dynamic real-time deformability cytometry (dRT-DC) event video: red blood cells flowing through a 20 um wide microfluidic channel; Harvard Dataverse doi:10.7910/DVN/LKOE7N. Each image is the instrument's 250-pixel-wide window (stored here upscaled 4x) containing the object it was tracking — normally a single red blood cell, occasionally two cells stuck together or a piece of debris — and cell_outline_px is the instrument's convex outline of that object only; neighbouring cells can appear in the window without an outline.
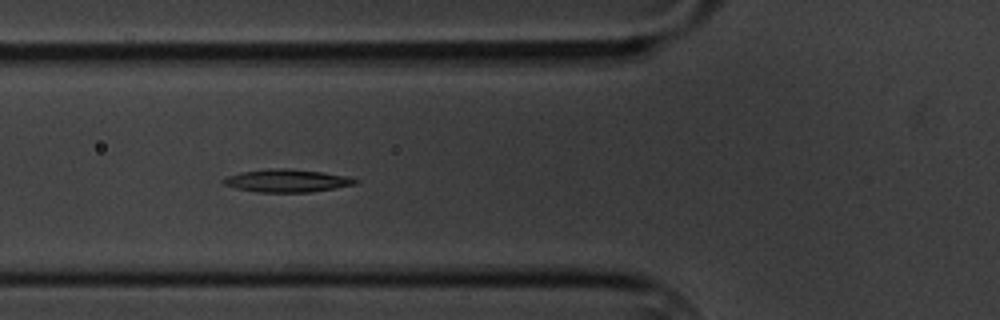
{"species": "common noctule bat (a hibernating species)", "species_latin": "Nyctalus noctula", "temperature_condition": "cold", "stored_images_in_passage": 7, "camera_frame_rate_fps": 3000, "um_per_image_px": 0.085, "animal": {"sex": "male", "body_mass_g": 20.1, "forearm_length_mm": 53.5}, "frame": {"image": 1, "passage_image": 5, "time_ms": 4.667, "image_size_px": [1000, 320], "cell_outline_px": [[360, 180], [356, 184], [336, 188], [312, 192], [256, 192], [236, 188], [224, 184], [220, 180], [228, 176], [240, 172], [268, 168], [288, 168], [324, 172], [348, 176]], "centroid_in_image_um": [24.41, 15.35], "position_along_channel_um": 101.4, "area_um2": 17.74}}
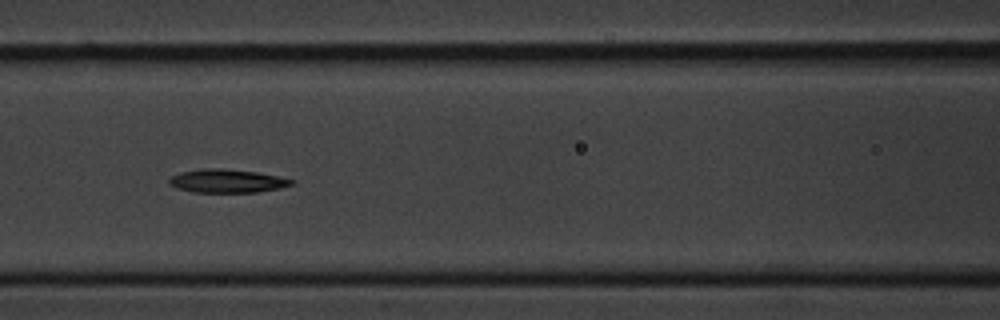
{"frame": {"image": 2, "passage_image": 6, "time_ms": 6.0, "image_size_px": [1000, 320], "cell_outline_px": [[296, 184], [280, 188], [256, 192], [192, 192], [176, 188], [168, 184], [168, 180], [172, 176], [180, 172], [204, 168], [220, 168], [256, 172], [280, 176], [296, 180]], "centroid_in_image_um": [19.33, 15.38], "position_along_channel_um": 147.3, "area_um2": 16.88}}
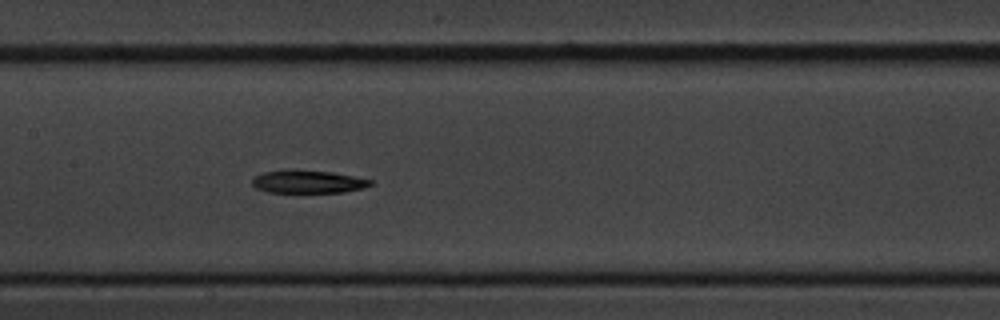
{"frame": {"image": 3, "passage_image": 7, "time_ms": 7.0, "image_size_px": [1000, 320], "cell_outline_px": [[372, 184], [364, 188], [344, 192], [268, 192], [256, 188], [252, 184], [252, 180], [256, 176], [264, 172], [332, 172], [372, 180]], "centroid_in_image_um": [26.23, 15.49], "position_along_channel_um": 181.2, "area_um2": 14.91}}